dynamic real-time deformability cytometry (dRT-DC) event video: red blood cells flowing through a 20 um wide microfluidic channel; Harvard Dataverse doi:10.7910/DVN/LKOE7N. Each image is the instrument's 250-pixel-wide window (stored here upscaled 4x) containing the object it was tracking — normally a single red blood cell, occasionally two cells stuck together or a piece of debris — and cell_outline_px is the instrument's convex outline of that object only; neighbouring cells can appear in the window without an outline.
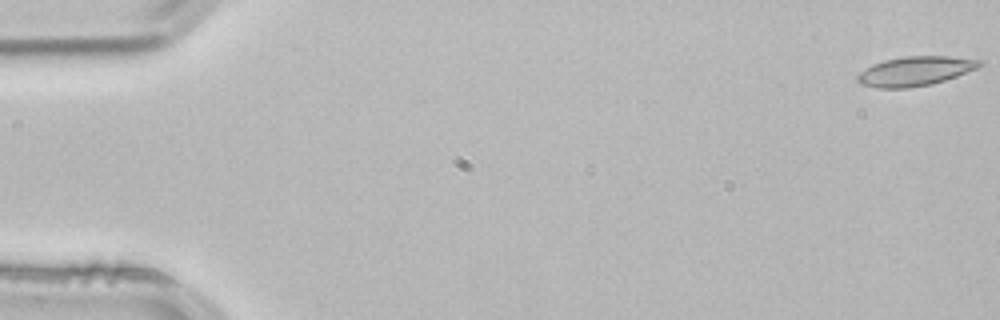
{"species": "common noctule bat (a hibernating species)", "species_latin": "Nyctalus noctula", "temperature_condition": "room temperature", "stored_images_in_passage": 11, "camera_frame_rate_fps": 3000, "um_per_image_px": 0.085, "animal": {"sex": "male", "body_mass_g": 21.5, "forearm_length_mm": 52.0}, "frame": {"image": 1, "passage_image": 1, "time_ms": 0.0, "image_size_px": [1000, 320], "cell_outline_px": [[984, 64], [976, 68], [956, 76], [932, 84], [908, 88], [876, 88], [860, 84], [856, 80], [856, 76], [860, 72], [872, 64], [884, 60], [904, 56], [948, 56], [984, 60]], "centroid_in_image_um": [77.77, 6.04], "position_along_channel_um": 7.2, "area_um2": 20.98}}